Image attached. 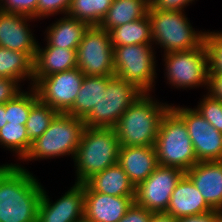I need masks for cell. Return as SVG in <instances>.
Returning <instances> with one entry per match:
<instances>
[{"label": "cell", "instance_id": "cell-25", "mask_svg": "<svg viewBox=\"0 0 222 222\" xmlns=\"http://www.w3.org/2000/svg\"><path fill=\"white\" fill-rule=\"evenodd\" d=\"M0 77L17 80L20 84L26 79L33 86L34 62L26 53L0 47Z\"/></svg>", "mask_w": 222, "mask_h": 222}, {"label": "cell", "instance_id": "cell-42", "mask_svg": "<svg viewBox=\"0 0 222 222\" xmlns=\"http://www.w3.org/2000/svg\"><path fill=\"white\" fill-rule=\"evenodd\" d=\"M215 222H222V209L215 210Z\"/></svg>", "mask_w": 222, "mask_h": 222}, {"label": "cell", "instance_id": "cell-34", "mask_svg": "<svg viewBox=\"0 0 222 222\" xmlns=\"http://www.w3.org/2000/svg\"><path fill=\"white\" fill-rule=\"evenodd\" d=\"M71 0H38L37 19L47 18L57 14H67Z\"/></svg>", "mask_w": 222, "mask_h": 222}, {"label": "cell", "instance_id": "cell-27", "mask_svg": "<svg viewBox=\"0 0 222 222\" xmlns=\"http://www.w3.org/2000/svg\"><path fill=\"white\" fill-rule=\"evenodd\" d=\"M114 0H71L67 15L87 23L99 26L105 18Z\"/></svg>", "mask_w": 222, "mask_h": 222}, {"label": "cell", "instance_id": "cell-26", "mask_svg": "<svg viewBox=\"0 0 222 222\" xmlns=\"http://www.w3.org/2000/svg\"><path fill=\"white\" fill-rule=\"evenodd\" d=\"M113 47L136 44H153L151 21L148 14L136 21L125 23L108 31Z\"/></svg>", "mask_w": 222, "mask_h": 222}, {"label": "cell", "instance_id": "cell-23", "mask_svg": "<svg viewBox=\"0 0 222 222\" xmlns=\"http://www.w3.org/2000/svg\"><path fill=\"white\" fill-rule=\"evenodd\" d=\"M149 7L150 0H114L99 26L108 32L115 27L145 17Z\"/></svg>", "mask_w": 222, "mask_h": 222}, {"label": "cell", "instance_id": "cell-29", "mask_svg": "<svg viewBox=\"0 0 222 222\" xmlns=\"http://www.w3.org/2000/svg\"><path fill=\"white\" fill-rule=\"evenodd\" d=\"M57 114L58 112L52 107L38 99L32 105L28 120L25 123L29 140L33 142L43 135Z\"/></svg>", "mask_w": 222, "mask_h": 222}, {"label": "cell", "instance_id": "cell-16", "mask_svg": "<svg viewBox=\"0 0 222 222\" xmlns=\"http://www.w3.org/2000/svg\"><path fill=\"white\" fill-rule=\"evenodd\" d=\"M135 196H111L92 191L85 184L84 220L118 222L133 204Z\"/></svg>", "mask_w": 222, "mask_h": 222}, {"label": "cell", "instance_id": "cell-35", "mask_svg": "<svg viewBox=\"0 0 222 222\" xmlns=\"http://www.w3.org/2000/svg\"><path fill=\"white\" fill-rule=\"evenodd\" d=\"M15 79L0 77V104H5L22 91Z\"/></svg>", "mask_w": 222, "mask_h": 222}, {"label": "cell", "instance_id": "cell-39", "mask_svg": "<svg viewBox=\"0 0 222 222\" xmlns=\"http://www.w3.org/2000/svg\"><path fill=\"white\" fill-rule=\"evenodd\" d=\"M178 222H215V209L200 214L178 218Z\"/></svg>", "mask_w": 222, "mask_h": 222}, {"label": "cell", "instance_id": "cell-12", "mask_svg": "<svg viewBox=\"0 0 222 222\" xmlns=\"http://www.w3.org/2000/svg\"><path fill=\"white\" fill-rule=\"evenodd\" d=\"M185 172L177 167L158 165L137 187L134 202L151 212H166L171 194Z\"/></svg>", "mask_w": 222, "mask_h": 222}, {"label": "cell", "instance_id": "cell-24", "mask_svg": "<svg viewBox=\"0 0 222 222\" xmlns=\"http://www.w3.org/2000/svg\"><path fill=\"white\" fill-rule=\"evenodd\" d=\"M111 77L85 75L73 107L67 114L84 119L98 103L102 93L106 92Z\"/></svg>", "mask_w": 222, "mask_h": 222}, {"label": "cell", "instance_id": "cell-30", "mask_svg": "<svg viewBox=\"0 0 222 222\" xmlns=\"http://www.w3.org/2000/svg\"><path fill=\"white\" fill-rule=\"evenodd\" d=\"M27 90H22L13 99L5 103L7 123L25 125L32 105L38 100L33 87H28Z\"/></svg>", "mask_w": 222, "mask_h": 222}, {"label": "cell", "instance_id": "cell-15", "mask_svg": "<svg viewBox=\"0 0 222 222\" xmlns=\"http://www.w3.org/2000/svg\"><path fill=\"white\" fill-rule=\"evenodd\" d=\"M32 20L36 19L0 10V47L26 52L34 60L38 41L31 33Z\"/></svg>", "mask_w": 222, "mask_h": 222}, {"label": "cell", "instance_id": "cell-14", "mask_svg": "<svg viewBox=\"0 0 222 222\" xmlns=\"http://www.w3.org/2000/svg\"><path fill=\"white\" fill-rule=\"evenodd\" d=\"M44 189L38 206L37 222H81L84 219L85 183H74L55 202L50 201Z\"/></svg>", "mask_w": 222, "mask_h": 222}, {"label": "cell", "instance_id": "cell-1", "mask_svg": "<svg viewBox=\"0 0 222 222\" xmlns=\"http://www.w3.org/2000/svg\"><path fill=\"white\" fill-rule=\"evenodd\" d=\"M43 186L20 164L0 165V222H37Z\"/></svg>", "mask_w": 222, "mask_h": 222}, {"label": "cell", "instance_id": "cell-31", "mask_svg": "<svg viewBox=\"0 0 222 222\" xmlns=\"http://www.w3.org/2000/svg\"><path fill=\"white\" fill-rule=\"evenodd\" d=\"M209 74H222V31H205Z\"/></svg>", "mask_w": 222, "mask_h": 222}, {"label": "cell", "instance_id": "cell-32", "mask_svg": "<svg viewBox=\"0 0 222 222\" xmlns=\"http://www.w3.org/2000/svg\"><path fill=\"white\" fill-rule=\"evenodd\" d=\"M203 97L198 102L196 111L222 133V101L211 97L208 93Z\"/></svg>", "mask_w": 222, "mask_h": 222}, {"label": "cell", "instance_id": "cell-11", "mask_svg": "<svg viewBox=\"0 0 222 222\" xmlns=\"http://www.w3.org/2000/svg\"><path fill=\"white\" fill-rule=\"evenodd\" d=\"M84 76L76 67L40 78L32 87L40 101L58 113H67L73 107Z\"/></svg>", "mask_w": 222, "mask_h": 222}, {"label": "cell", "instance_id": "cell-10", "mask_svg": "<svg viewBox=\"0 0 222 222\" xmlns=\"http://www.w3.org/2000/svg\"><path fill=\"white\" fill-rule=\"evenodd\" d=\"M77 68L84 75L114 76L113 46L109 33L100 26H89L76 50Z\"/></svg>", "mask_w": 222, "mask_h": 222}, {"label": "cell", "instance_id": "cell-13", "mask_svg": "<svg viewBox=\"0 0 222 222\" xmlns=\"http://www.w3.org/2000/svg\"><path fill=\"white\" fill-rule=\"evenodd\" d=\"M184 120L198 162L222 161V133L216 130L195 108L171 105Z\"/></svg>", "mask_w": 222, "mask_h": 222}, {"label": "cell", "instance_id": "cell-19", "mask_svg": "<svg viewBox=\"0 0 222 222\" xmlns=\"http://www.w3.org/2000/svg\"><path fill=\"white\" fill-rule=\"evenodd\" d=\"M213 210L192 180L184 174L171 194L166 213L175 218L187 217Z\"/></svg>", "mask_w": 222, "mask_h": 222}, {"label": "cell", "instance_id": "cell-38", "mask_svg": "<svg viewBox=\"0 0 222 222\" xmlns=\"http://www.w3.org/2000/svg\"><path fill=\"white\" fill-rule=\"evenodd\" d=\"M208 94L222 101V74H208Z\"/></svg>", "mask_w": 222, "mask_h": 222}, {"label": "cell", "instance_id": "cell-4", "mask_svg": "<svg viewBox=\"0 0 222 222\" xmlns=\"http://www.w3.org/2000/svg\"><path fill=\"white\" fill-rule=\"evenodd\" d=\"M154 147L158 165L186 172L198 162L187 126L171 107L161 119Z\"/></svg>", "mask_w": 222, "mask_h": 222}, {"label": "cell", "instance_id": "cell-22", "mask_svg": "<svg viewBox=\"0 0 222 222\" xmlns=\"http://www.w3.org/2000/svg\"><path fill=\"white\" fill-rule=\"evenodd\" d=\"M45 30V40L53 47L77 50L89 25L67 14L62 15Z\"/></svg>", "mask_w": 222, "mask_h": 222}, {"label": "cell", "instance_id": "cell-5", "mask_svg": "<svg viewBox=\"0 0 222 222\" xmlns=\"http://www.w3.org/2000/svg\"><path fill=\"white\" fill-rule=\"evenodd\" d=\"M85 128L83 119L67 113H58L48 129L36 138L22 161L59 158L71 155L76 150Z\"/></svg>", "mask_w": 222, "mask_h": 222}, {"label": "cell", "instance_id": "cell-36", "mask_svg": "<svg viewBox=\"0 0 222 222\" xmlns=\"http://www.w3.org/2000/svg\"><path fill=\"white\" fill-rule=\"evenodd\" d=\"M152 213L133 202L126 211V214L118 222H149Z\"/></svg>", "mask_w": 222, "mask_h": 222}, {"label": "cell", "instance_id": "cell-37", "mask_svg": "<svg viewBox=\"0 0 222 222\" xmlns=\"http://www.w3.org/2000/svg\"><path fill=\"white\" fill-rule=\"evenodd\" d=\"M195 0H150V6L155 10L185 11V8Z\"/></svg>", "mask_w": 222, "mask_h": 222}, {"label": "cell", "instance_id": "cell-3", "mask_svg": "<svg viewBox=\"0 0 222 222\" xmlns=\"http://www.w3.org/2000/svg\"><path fill=\"white\" fill-rule=\"evenodd\" d=\"M119 139L114 128L85 126L74 156L77 179L84 183L92 175L118 163Z\"/></svg>", "mask_w": 222, "mask_h": 222}, {"label": "cell", "instance_id": "cell-20", "mask_svg": "<svg viewBox=\"0 0 222 222\" xmlns=\"http://www.w3.org/2000/svg\"><path fill=\"white\" fill-rule=\"evenodd\" d=\"M33 85L40 79L54 73L71 70L77 67L76 50L53 47L46 43L42 48L38 43L34 57Z\"/></svg>", "mask_w": 222, "mask_h": 222}, {"label": "cell", "instance_id": "cell-41", "mask_svg": "<svg viewBox=\"0 0 222 222\" xmlns=\"http://www.w3.org/2000/svg\"><path fill=\"white\" fill-rule=\"evenodd\" d=\"M7 124L5 104H0V129Z\"/></svg>", "mask_w": 222, "mask_h": 222}, {"label": "cell", "instance_id": "cell-40", "mask_svg": "<svg viewBox=\"0 0 222 222\" xmlns=\"http://www.w3.org/2000/svg\"><path fill=\"white\" fill-rule=\"evenodd\" d=\"M149 222H178V218L166 212H153Z\"/></svg>", "mask_w": 222, "mask_h": 222}, {"label": "cell", "instance_id": "cell-9", "mask_svg": "<svg viewBox=\"0 0 222 222\" xmlns=\"http://www.w3.org/2000/svg\"><path fill=\"white\" fill-rule=\"evenodd\" d=\"M134 84L116 75L107 82L106 92L83 119L87 127L114 128L123 113L142 95Z\"/></svg>", "mask_w": 222, "mask_h": 222}, {"label": "cell", "instance_id": "cell-8", "mask_svg": "<svg viewBox=\"0 0 222 222\" xmlns=\"http://www.w3.org/2000/svg\"><path fill=\"white\" fill-rule=\"evenodd\" d=\"M165 63V78L167 83L175 88L194 89L200 86L208 87V53L205 42L199 47L186 51H176L163 54Z\"/></svg>", "mask_w": 222, "mask_h": 222}, {"label": "cell", "instance_id": "cell-28", "mask_svg": "<svg viewBox=\"0 0 222 222\" xmlns=\"http://www.w3.org/2000/svg\"><path fill=\"white\" fill-rule=\"evenodd\" d=\"M31 144L25 125L7 123L0 129V146L15 153L19 160L26 156Z\"/></svg>", "mask_w": 222, "mask_h": 222}, {"label": "cell", "instance_id": "cell-2", "mask_svg": "<svg viewBox=\"0 0 222 222\" xmlns=\"http://www.w3.org/2000/svg\"><path fill=\"white\" fill-rule=\"evenodd\" d=\"M170 107L150 93L140 95L114 127L120 146H154L161 119Z\"/></svg>", "mask_w": 222, "mask_h": 222}, {"label": "cell", "instance_id": "cell-21", "mask_svg": "<svg viewBox=\"0 0 222 222\" xmlns=\"http://www.w3.org/2000/svg\"><path fill=\"white\" fill-rule=\"evenodd\" d=\"M92 191L111 196H135V186L116 163L84 182Z\"/></svg>", "mask_w": 222, "mask_h": 222}, {"label": "cell", "instance_id": "cell-7", "mask_svg": "<svg viewBox=\"0 0 222 222\" xmlns=\"http://www.w3.org/2000/svg\"><path fill=\"white\" fill-rule=\"evenodd\" d=\"M152 45L136 44L113 47L115 75L134 84L143 93H151L156 84V52Z\"/></svg>", "mask_w": 222, "mask_h": 222}, {"label": "cell", "instance_id": "cell-17", "mask_svg": "<svg viewBox=\"0 0 222 222\" xmlns=\"http://www.w3.org/2000/svg\"><path fill=\"white\" fill-rule=\"evenodd\" d=\"M185 174L212 209H222V161L197 162Z\"/></svg>", "mask_w": 222, "mask_h": 222}, {"label": "cell", "instance_id": "cell-33", "mask_svg": "<svg viewBox=\"0 0 222 222\" xmlns=\"http://www.w3.org/2000/svg\"><path fill=\"white\" fill-rule=\"evenodd\" d=\"M38 0H0V10L37 19Z\"/></svg>", "mask_w": 222, "mask_h": 222}, {"label": "cell", "instance_id": "cell-18", "mask_svg": "<svg viewBox=\"0 0 222 222\" xmlns=\"http://www.w3.org/2000/svg\"><path fill=\"white\" fill-rule=\"evenodd\" d=\"M118 164L137 187L158 166L154 146H120Z\"/></svg>", "mask_w": 222, "mask_h": 222}, {"label": "cell", "instance_id": "cell-6", "mask_svg": "<svg viewBox=\"0 0 222 222\" xmlns=\"http://www.w3.org/2000/svg\"><path fill=\"white\" fill-rule=\"evenodd\" d=\"M152 43L164 49V54L186 51L204 42L205 31H195L184 11L148 10Z\"/></svg>", "mask_w": 222, "mask_h": 222}]
</instances>
